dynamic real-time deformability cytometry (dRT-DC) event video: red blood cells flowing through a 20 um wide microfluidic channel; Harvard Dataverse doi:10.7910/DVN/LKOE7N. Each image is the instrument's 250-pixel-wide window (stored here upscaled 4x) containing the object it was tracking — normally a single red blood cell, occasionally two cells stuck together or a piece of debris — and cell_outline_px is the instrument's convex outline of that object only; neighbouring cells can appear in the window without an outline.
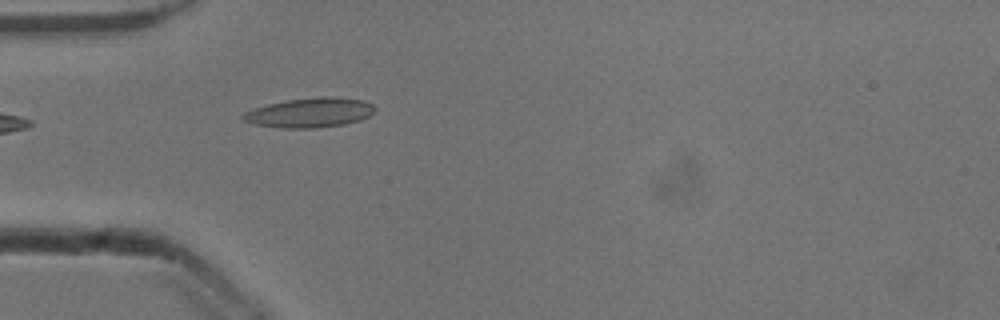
{"species": "common noctule bat (a hibernating species)", "species_latin": "Nyctalus noctula", "temperature_condition": "cold", "stored_images_in_passage": 5, "camera_frame_rate_fps": 3000, "um_per_image_px": 0.085, "animal": {"sex": "male", "body_mass_g": 13.3}, "frame": {"image": 1, "passage_image": 1, "time_ms": 0.0, "image_size_px": [1000, 320], "cell_outline_px": [[376, 108], [368, 116], [360, 120], [344, 124], [316, 128], [280, 128], [256, 124], [244, 120], [240, 116], [244, 112], [268, 104], [288, 100], [320, 96], [332, 96], [364, 100], [372, 104]], "centroid_in_image_um": [26.35, 9.57], "position_along_channel_um": 58.6, "area_um2": 22.66}}